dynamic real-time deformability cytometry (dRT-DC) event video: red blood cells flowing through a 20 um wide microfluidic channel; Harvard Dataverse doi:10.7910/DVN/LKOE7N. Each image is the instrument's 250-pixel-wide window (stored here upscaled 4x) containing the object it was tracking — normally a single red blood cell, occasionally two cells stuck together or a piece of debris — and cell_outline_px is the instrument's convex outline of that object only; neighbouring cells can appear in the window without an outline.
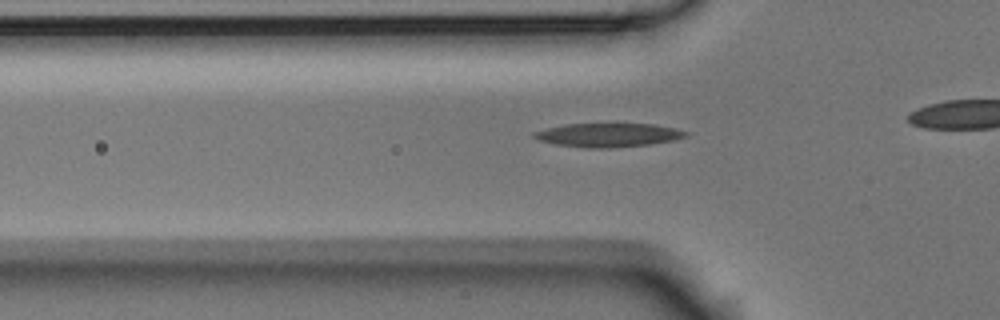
{"species": "Egyptian fruit bat (a non-hibernating species)", "species_latin": "Rousettus aegyptiacus", "temperature_condition": "room temperature", "stored_images_in_passage": 33, "camera_frame_rate_fps": 3000, "um_per_image_px": 0.085, "animal": {"sex": "male"}, "frame": {"image": 1, "passage_image": 8, "time_ms": 2.333, "image_size_px": [1000, 320], "cell_outline_px": [[688, 136], [676, 140], [648, 144], [604, 148], [588, 148], [556, 144], [540, 140], [532, 136], [532, 132], [548, 128], [568, 124], [616, 120], [652, 124], [672, 128], [688, 132]], "centroid_in_image_um": [51.72, 11.42], "position_along_channel_um": 74.1, "area_um2": 21.85}}
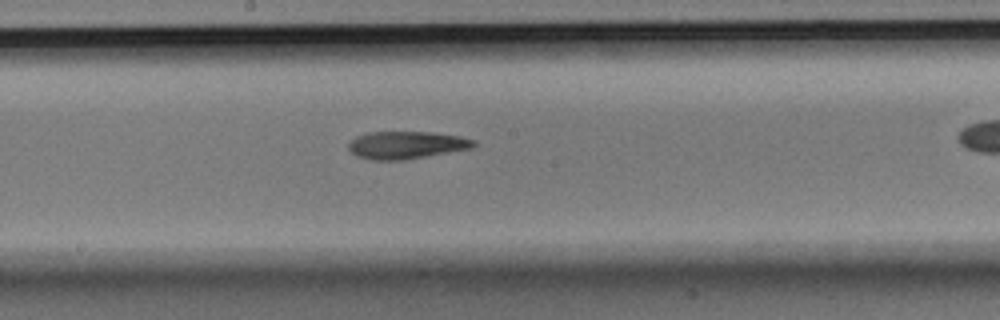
{"frame": {"image": 2, "passage_image": 19, "time_ms": 6.0, "image_size_px": [1000, 320], "cell_outline_px": [[476, 144], [472, 148], [404, 160], [372, 160], [356, 156], [348, 148], [348, 144], [356, 136], [368, 132], [432, 132], [460, 136], [476, 140]], "centroid_in_image_um": [34.54, 12.32], "position_along_channel_um": 213.7, "area_um2": 20.11}}
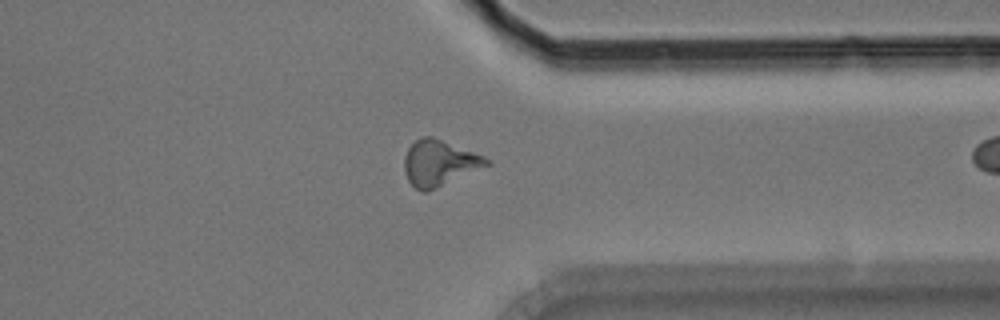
{"frame": {"image": 3, "passage_image": 32, "time_ms": 10.333, "image_size_px": [1000, 320], "cell_outline_px": [[492, 164], [428, 192], [420, 192], [408, 180], [404, 172], [404, 156], [408, 148], [416, 140], [424, 136], [432, 136], [484, 156]], "centroid_in_image_um": [37.33, 13.87], "position_along_channel_um": 374.1, "area_um2": 21.96}}